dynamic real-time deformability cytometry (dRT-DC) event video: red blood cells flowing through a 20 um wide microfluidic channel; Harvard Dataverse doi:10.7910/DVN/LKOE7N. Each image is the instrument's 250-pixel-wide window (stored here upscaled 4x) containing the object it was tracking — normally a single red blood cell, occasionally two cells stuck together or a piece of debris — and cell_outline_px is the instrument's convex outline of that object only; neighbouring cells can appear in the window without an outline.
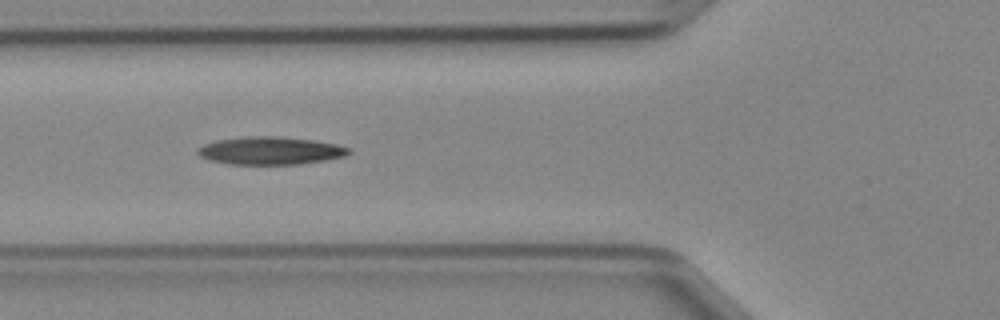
{"species": "Egyptian fruit bat (a non-hibernating species)", "species_latin": "Rousettus aegyptiacus", "temperature_condition": "cold", "stored_images_in_passage": 30, "camera_frame_rate_fps": 3000, "um_per_image_px": 0.085, "animal": {"sex": "female"}, "frame": {"image": 1, "passage_image": 9, "time_ms": 2.667, "image_size_px": [1000, 320], "cell_outline_px": [[352, 152], [344, 156], [324, 160], [296, 164], [228, 164], [208, 160], [200, 156], [196, 152], [196, 148], [204, 144], [216, 140], [244, 136], [280, 136], [312, 140], [336, 144], [348, 148]], "centroid_in_image_um": [22.91, 12.8], "position_along_channel_um": 102.9, "area_um2": 24.51}}